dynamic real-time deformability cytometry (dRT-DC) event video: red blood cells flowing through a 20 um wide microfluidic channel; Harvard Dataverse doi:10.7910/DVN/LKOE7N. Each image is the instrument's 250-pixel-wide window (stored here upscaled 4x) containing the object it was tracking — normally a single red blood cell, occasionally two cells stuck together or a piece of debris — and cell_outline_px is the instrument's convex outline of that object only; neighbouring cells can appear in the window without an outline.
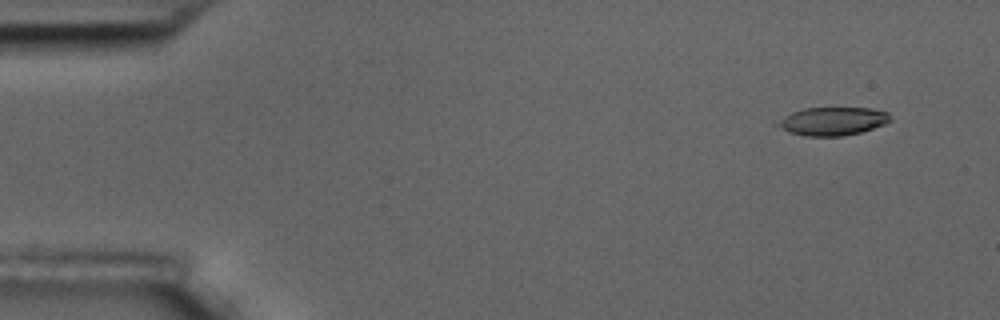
{"species": "common noctule bat (a hibernating species)", "species_latin": "Nyctalus noctula", "temperature_condition": "room temperature", "stored_images_in_passage": 9, "camera_frame_rate_fps": 3000, "um_per_image_px": 0.085, "animal": {"sex": "male", "body_mass_g": 17.5, "forearm_length_mm": 52.3}, "frame": {"image": 1, "passage_image": 1, "time_ms": 0.0, "image_size_px": [1000, 320], "cell_outline_px": [[892, 120], [884, 124], [860, 132], [844, 136], [804, 136], [788, 132], [772, 124], [772, 120], [792, 112], [804, 108], [872, 108], [888, 112]], "centroid_in_image_um": [70.68, 10.3], "position_along_channel_um": 14.3, "area_um2": 18.9}}
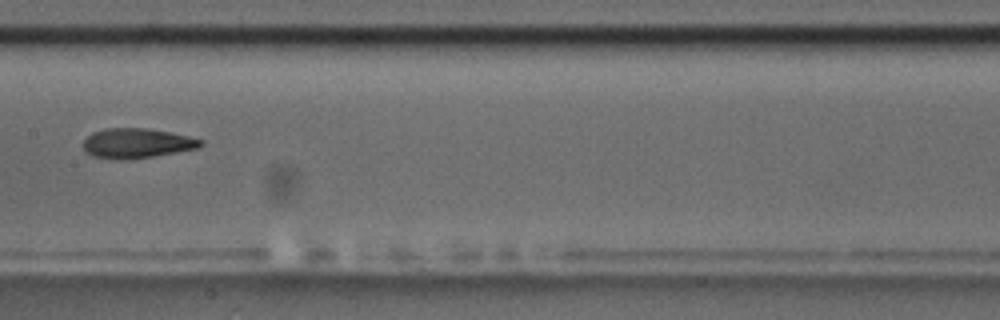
{"frame": {"image": 2, "passage_image": 8, "time_ms": 8.333, "image_size_px": [1000, 320], "cell_outline_px": [[204, 144], [200, 148], [152, 156], [124, 160], [112, 160], [92, 156], [84, 152], [84, 140], [92, 132], [104, 128], [144, 128], [168, 132], [188, 136], [204, 140]], "centroid_in_image_um": [11.61, 12.18], "position_along_channel_um": 195.8, "area_um2": 20.52}}
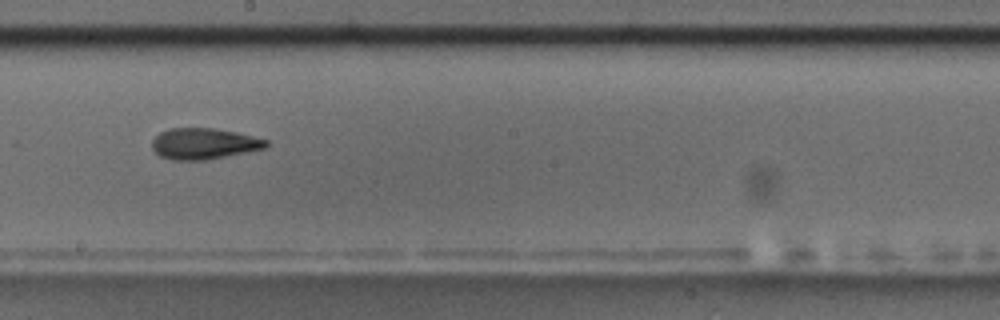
{"frame": {"image": 3, "passage_image": 9, "time_ms": 9.333, "image_size_px": [1000, 320], "cell_outline_px": [[268, 144], [264, 148], [204, 160], [172, 160], [160, 156], [152, 148], [152, 140], [160, 132], [168, 128], [212, 128], [236, 132], [268, 140]], "centroid_in_image_um": [17.28, 12.2], "position_along_channel_um": 230.9, "area_um2": 20.4}}